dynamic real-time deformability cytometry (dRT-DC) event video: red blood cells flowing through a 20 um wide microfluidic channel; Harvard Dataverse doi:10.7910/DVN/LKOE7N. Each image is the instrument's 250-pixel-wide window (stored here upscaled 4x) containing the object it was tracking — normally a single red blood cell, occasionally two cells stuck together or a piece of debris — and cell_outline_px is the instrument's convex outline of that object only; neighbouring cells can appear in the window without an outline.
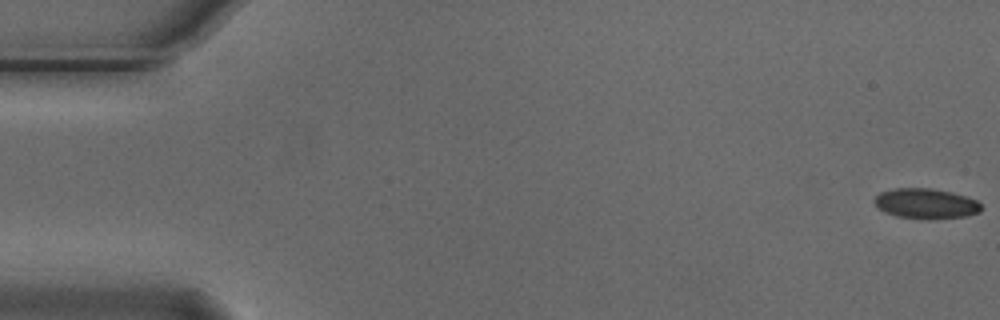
{"species": "Egyptian fruit bat (a non-hibernating species)", "species_latin": "Rousettus aegyptiacus", "temperature_condition": "cold", "stored_images_in_passage": 8, "camera_frame_rate_fps": 3000, "um_per_image_px": 0.085, "animal": {"sex": "male"}, "frame": {"image": 1, "passage_image": 1, "time_ms": 0.0, "image_size_px": [1000, 320], "cell_outline_px": [[980, 212], [968, 216], [896, 216], [884, 212], [872, 200], [880, 192], [896, 188], [932, 188], [952, 192], [968, 196], [976, 200], [980, 204]], "centroid_in_image_um": [78.69, 17.24], "position_along_channel_um": 6.3, "area_um2": 17.98}}
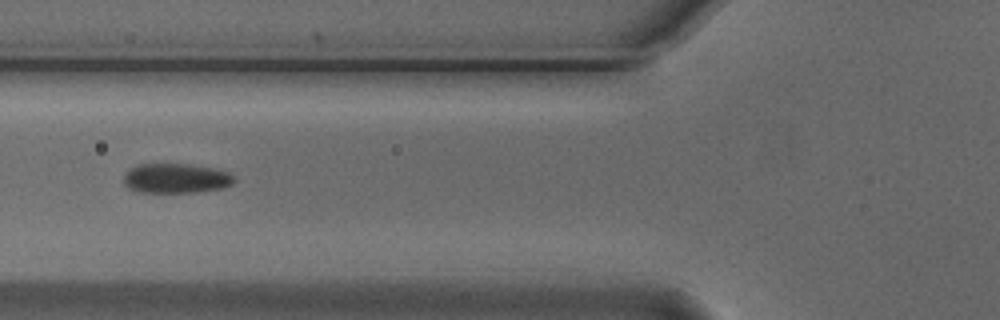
{"frame": {"image": 2, "passage_image": 6, "time_ms": 1.667, "image_size_px": [1000, 320], "cell_outline_px": [[236, 180], [232, 184], [224, 188], [196, 192], [140, 192], [128, 188], [124, 184], [124, 176], [128, 168], [136, 164], [188, 164], [216, 168], [228, 172], [236, 176]], "centroid_in_image_um": [14.98, 15.15], "position_along_channel_um": 110.8, "area_um2": 19.42}}
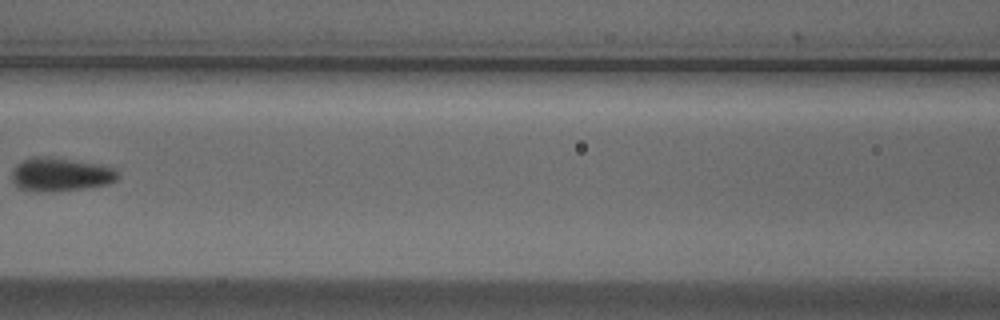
{"frame": {"image": 3, "passage_image": 7, "time_ms": 2.0, "image_size_px": [1000, 320], "cell_outline_px": [[120, 176], [116, 180], [108, 184], [84, 188], [48, 192], [40, 192], [20, 188], [12, 180], [12, 172], [16, 164], [32, 156], [48, 156], [100, 164], [116, 168], [120, 172]], "centroid_in_image_um": [5.18, 14.82], "position_along_channel_um": 161.4, "area_um2": 20.92}}